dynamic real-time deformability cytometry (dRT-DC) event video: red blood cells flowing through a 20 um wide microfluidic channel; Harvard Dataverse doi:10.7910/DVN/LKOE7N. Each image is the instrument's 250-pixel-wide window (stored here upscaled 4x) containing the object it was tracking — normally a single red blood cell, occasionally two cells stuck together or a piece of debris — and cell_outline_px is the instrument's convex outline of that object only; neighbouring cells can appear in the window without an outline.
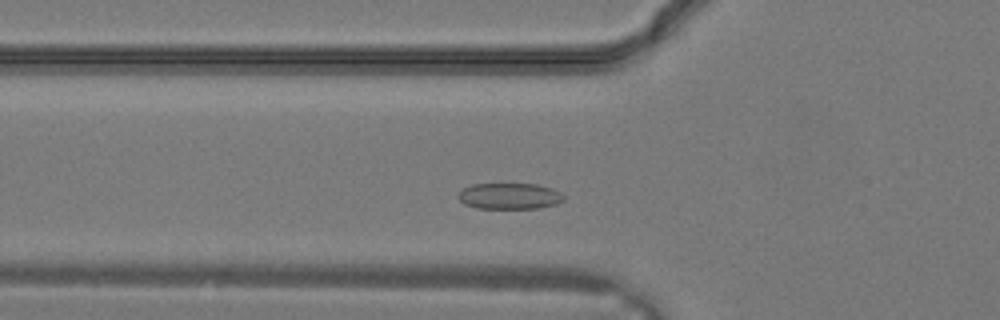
{"species": "common noctule bat (a hibernating species)", "species_latin": "Nyctalus noctula", "temperature_condition": "warm", "stored_images_in_passage": 23, "camera_frame_rate_fps": 3000, "um_per_image_px": 0.085, "animal": {"sex": "male", "body_mass_g": 19.2, "forearm_length_mm": 51.8}, "frame": {"image": 1, "passage_image": 4, "time_ms": 1.0, "image_size_px": [1000, 320], "cell_outline_px": [[564, 200], [556, 204], [536, 208], [476, 208], [464, 204], [456, 196], [464, 188], [472, 184], [536, 184], [552, 188], [560, 192], [564, 196]], "centroid_in_image_um": [43.3, 16.66], "position_along_channel_um": 82.5, "area_um2": 16.01}}
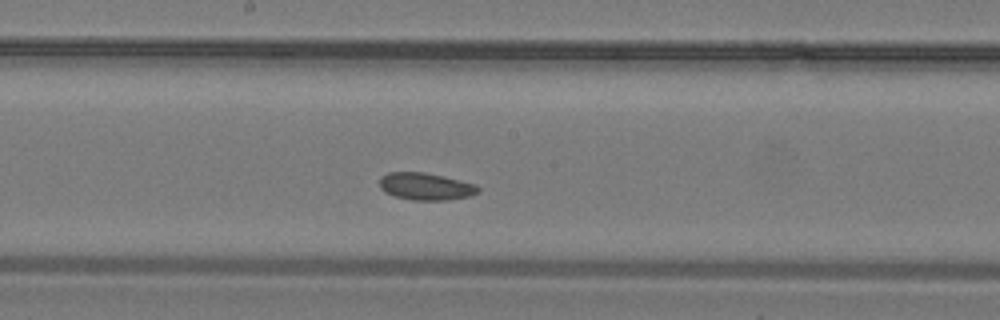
{"frame": {"image": 2, "passage_image": 10, "time_ms": 3.0, "image_size_px": [1000, 320], "cell_outline_px": [[480, 192], [468, 196], [448, 200], [412, 200], [396, 196], [384, 192], [380, 188], [380, 176], [388, 172], [424, 172], [444, 176], [476, 184], [480, 188]], "centroid_in_image_um": [36.19, 15.84], "position_along_channel_um": 212.0, "area_um2": 15.72}}
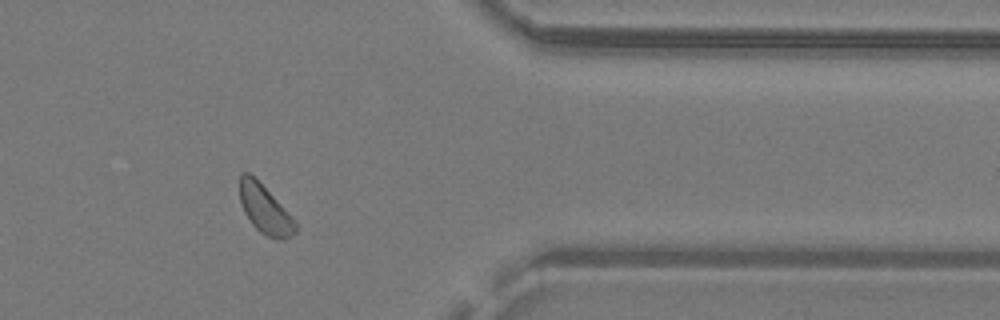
{"frame": {"image": 3, "passage_image": 19, "time_ms": 6.0, "image_size_px": [1000, 320], "cell_outline_px": [[296, 232], [284, 240], [268, 236], [260, 232], [252, 224], [244, 212], [240, 200], [240, 172], [248, 172], [276, 200], [296, 224]], "centroid_in_image_um": [22.48, 17.81], "position_along_channel_um": 388.9, "area_um2": 15.03}}